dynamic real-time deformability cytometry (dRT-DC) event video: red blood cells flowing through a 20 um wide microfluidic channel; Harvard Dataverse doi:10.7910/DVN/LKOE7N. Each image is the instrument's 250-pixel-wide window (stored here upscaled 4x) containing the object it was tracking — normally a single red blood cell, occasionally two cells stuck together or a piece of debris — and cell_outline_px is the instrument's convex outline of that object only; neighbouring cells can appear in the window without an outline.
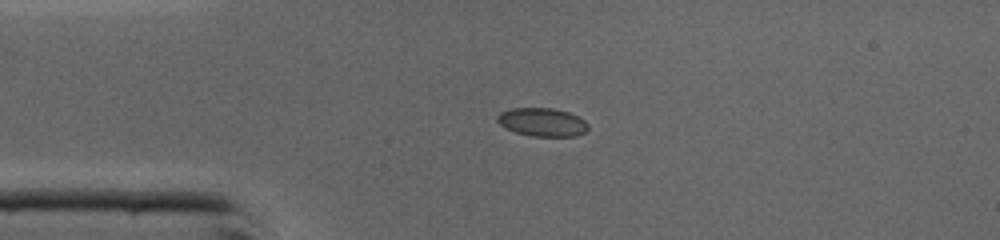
{"species": "common noctule bat (a hibernating species)", "species_latin": "Nyctalus noctula", "temperature_condition": "cold", "stored_images_in_passage": 36, "camera_frame_rate_fps": 3000, "um_per_image_px": 0.085, "animal": {"sex": "male", "body_mass_g": 19.0, "forearm_length_mm": 50.8}, "frame": {"image": 1, "passage_image": 1, "time_ms": 0.0, "image_size_px": [1000, 240], "cell_outline_px": [[588, 128], [584, 132], [576, 136], [532, 136], [516, 132], [500, 124], [496, 120], [496, 116], [500, 112], [512, 108], [552, 108], [568, 112], [584, 120], [588, 124]], "centroid_in_image_um": [46.08, 10.37], "position_along_channel_um": 38.9, "area_um2": 14.85}}
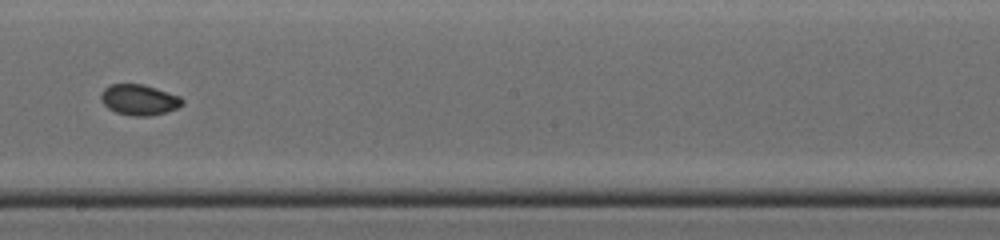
{"frame": {"image": 2, "passage_image": 16, "time_ms": 5.0, "image_size_px": [1000, 240], "cell_outline_px": [[184, 104], [176, 108], [164, 112], [148, 116], [132, 116], [116, 112], [108, 108], [100, 100], [100, 96], [104, 88], [108, 84], [144, 84], [180, 96], [184, 100]], "centroid_in_image_um": [11.81, 8.47], "position_along_channel_um": 236.4, "area_um2": 14.57}}
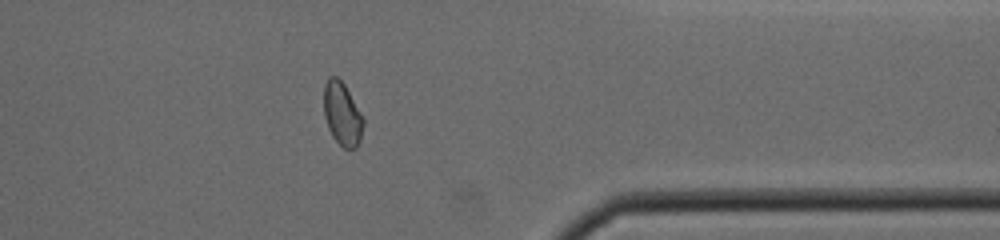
{"frame": {"image": 3, "passage_image": 27, "time_ms": 8.667, "image_size_px": [1000, 240], "cell_outline_px": [[364, 124], [360, 140], [356, 148], [344, 148], [332, 136], [328, 128], [324, 116], [324, 84], [328, 76], [336, 76], [344, 84], [364, 116]], "centroid_in_image_um": [29.09, 9.67], "position_along_channel_um": 382.3, "area_um2": 14.68}, "authors_computed_cell_mechanics": {"area_um2": 14.739, "velocity_mm_per_s": 4.3778, "shape_relaxation_time_tau1_ms": null, "shape_relaxation_time_tau2_ms": 0.8794, "deformation_change_tau1": null, "deformation_change_tau2": 0.0328}}